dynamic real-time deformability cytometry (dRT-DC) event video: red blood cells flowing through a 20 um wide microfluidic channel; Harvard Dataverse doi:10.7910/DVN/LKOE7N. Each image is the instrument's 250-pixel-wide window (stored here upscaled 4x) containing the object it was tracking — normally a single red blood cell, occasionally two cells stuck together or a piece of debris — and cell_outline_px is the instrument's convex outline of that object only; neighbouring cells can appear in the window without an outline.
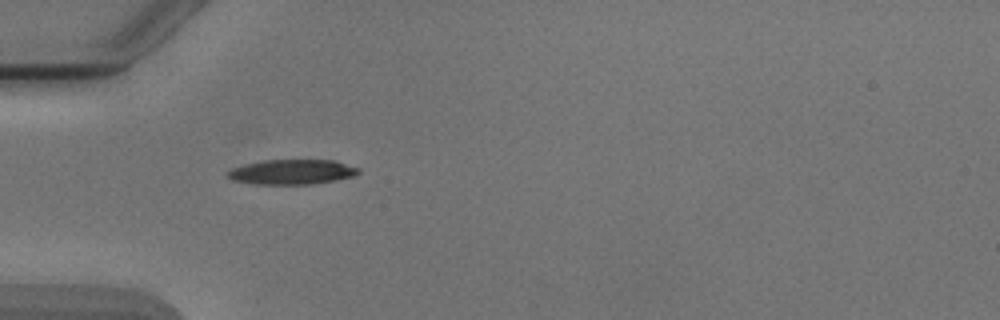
{"species": "Egyptian fruit bat (a non-hibernating species)", "species_latin": "Rousettus aegyptiacus", "temperature_condition": "cold", "stored_images_in_passage": 4, "camera_frame_rate_fps": 3000, "um_per_image_px": 0.085, "animal": {"sex": "male"}, "frame": {"image": 1, "passage_image": 1, "time_ms": 0.0, "image_size_px": [1000, 320], "cell_outline_px": [[360, 172], [352, 176], [336, 180], [312, 184], [256, 184], [232, 180], [228, 176], [228, 172], [232, 168], [244, 164], [264, 160], [336, 160], [360, 168]], "centroid_in_image_um": [24.84, 14.61], "position_along_channel_um": 60.2, "area_um2": 18.96}}
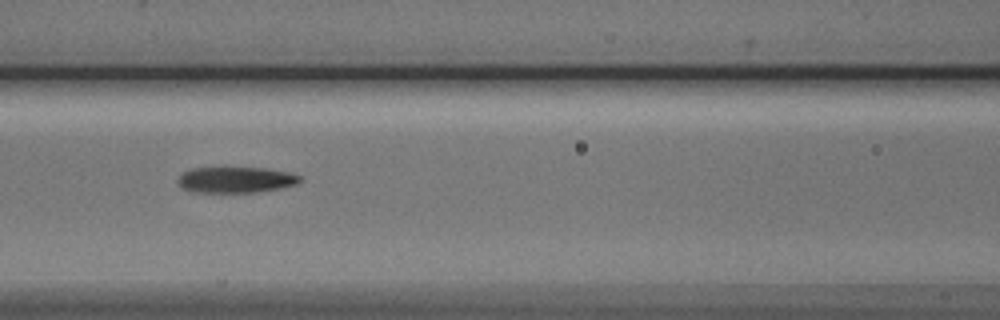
{"frame": {"image": 2, "passage_image": 3, "time_ms": 2.333, "image_size_px": [1000, 320], "cell_outline_px": [[300, 180], [296, 184], [280, 188], [252, 192], [192, 192], [184, 188], [176, 180], [184, 172], [192, 168], [264, 168], [288, 172], [300, 176]], "centroid_in_image_um": [20.02, 15.28], "position_along_channel_um": 146.6, "area_um2": 18.09}}
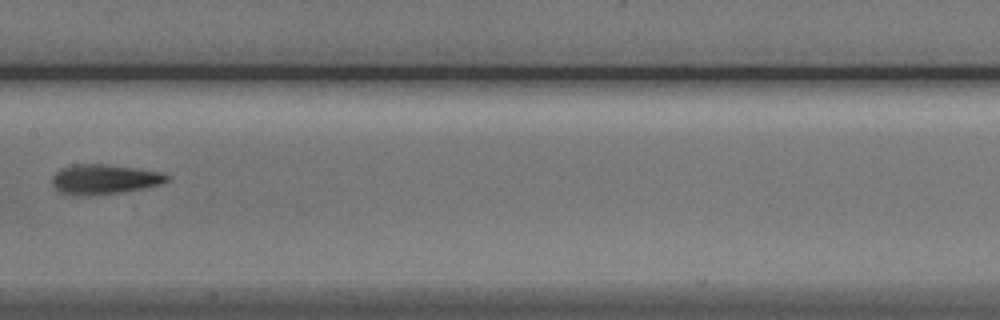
{"frame": {"image": 3, "passage_image": 4, "time_ms": 3.667, "image_size_px": [1000, 320], "cell_outline_px": [[168, 180], [160, 184], [144, 188], [124, 192], [88, 196], [84, 196], [60, 192], [52, 188], [52, 176], [60, 168], [72, 164], [104, 164], [136, 168], [160, 172], [168, 176]], "centroid_in_image_um": [8.81, 15.24], "position_along_channel_um": 198.6, "area_um2": 20.06}}